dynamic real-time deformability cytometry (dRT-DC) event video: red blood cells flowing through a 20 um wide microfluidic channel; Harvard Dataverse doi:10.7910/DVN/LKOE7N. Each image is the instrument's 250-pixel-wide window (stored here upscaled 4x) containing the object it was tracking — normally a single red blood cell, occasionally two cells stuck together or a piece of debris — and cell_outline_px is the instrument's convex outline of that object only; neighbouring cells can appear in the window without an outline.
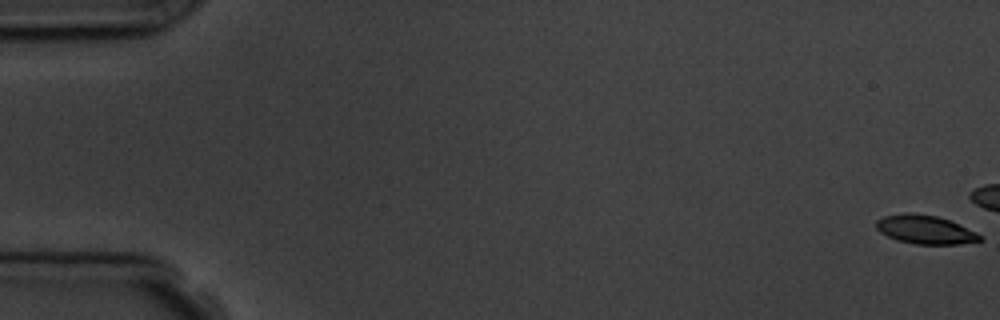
{"species": "common noctule bat (a hibernating species)", "species_latin": "Nyctalus noctula", "temperature_condition": "room temperature", "stored_images_in_passage": 6, "camera_frame_rate_fps": 3000, "um_per_image_px": 0.085, "animal": {"sex": "male", "body_mass_g": 19.5, "forearm_length_mm": 54.6}, "frame": {"image": 1, "passage_image": 1, "time_ms": 0.0, "image_size_px": [1000, 320], "cell_outline_px": [[984, 240], [960, 244], [916, 244], [896, 240], [880, 232], [876, 228], [876, 220], [884, 216], [904, 212], [912, 212], [936, 216], [960, 224], [984, 236]], "centroid_in_image_um": [78.66, 19.51], "position_along_channel_um": 6.3, "area_um2": 17.51}}